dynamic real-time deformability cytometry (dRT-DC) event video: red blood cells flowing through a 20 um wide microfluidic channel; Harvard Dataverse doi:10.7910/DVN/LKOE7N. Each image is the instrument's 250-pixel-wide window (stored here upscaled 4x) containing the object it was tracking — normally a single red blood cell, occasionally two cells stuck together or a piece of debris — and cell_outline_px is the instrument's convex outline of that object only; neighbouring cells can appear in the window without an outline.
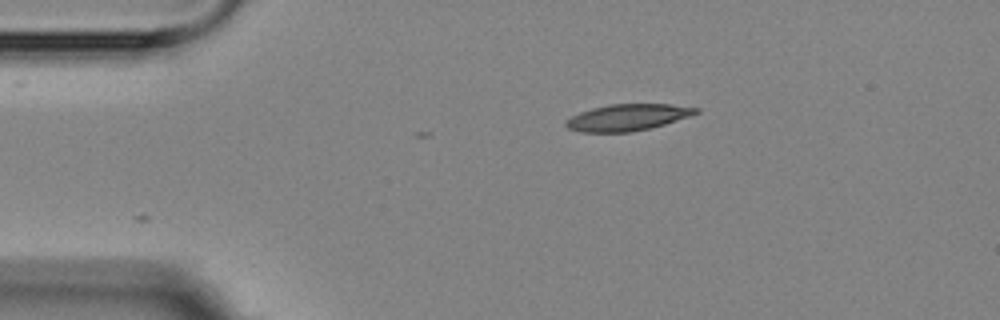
{"species": "Egyptian fruit bat (a non-hibernating species)", "species_latin": "Rousettus aegyptiacus", "temperature_condition": "room temperature", "stored_images_in_passage": 3, "camera_frame_rate_fps": 3000, "um_per_image_px": 0.085, "animal": {"sex": "female"}, "frame": {"image": 1, "passage_image": 1, "time_ms": 0.0, "image_size_px": [1000, 320], "cell_outline_px": [[700, 112], [664, 124], [632, 132], [580, 132], [568, 128], [564, 124], [564, 120], [580, 112], [592, 108], [608, 104], [672, 104], [700, 108]], "centroid_in_image_um": [53.31, 9.97], "position_along_channel_um": 31.7, "area_um2": 20.06}}
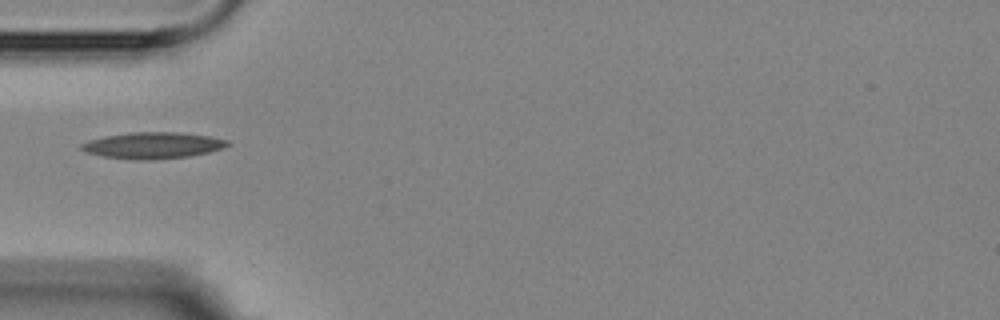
{"frame": {"image": 2, "passage_image": 3, "time_ms": 2.333, "image_size_px": [1000, 320], "cell_outline_px": [[232, 144], [224, 148], [208, 152], [188, 156], [144, 160], [140, 160], [104, 156], [88, 152], [80, 148], [80, 144], [88, 140], [104, 136], [132, 132], [176, 132], [208, 136], [228, 140]], "centroid_in_image_um": [13.01, 12.34], "position_along_channel_um": 72.0, "area_um2": 22.2}}